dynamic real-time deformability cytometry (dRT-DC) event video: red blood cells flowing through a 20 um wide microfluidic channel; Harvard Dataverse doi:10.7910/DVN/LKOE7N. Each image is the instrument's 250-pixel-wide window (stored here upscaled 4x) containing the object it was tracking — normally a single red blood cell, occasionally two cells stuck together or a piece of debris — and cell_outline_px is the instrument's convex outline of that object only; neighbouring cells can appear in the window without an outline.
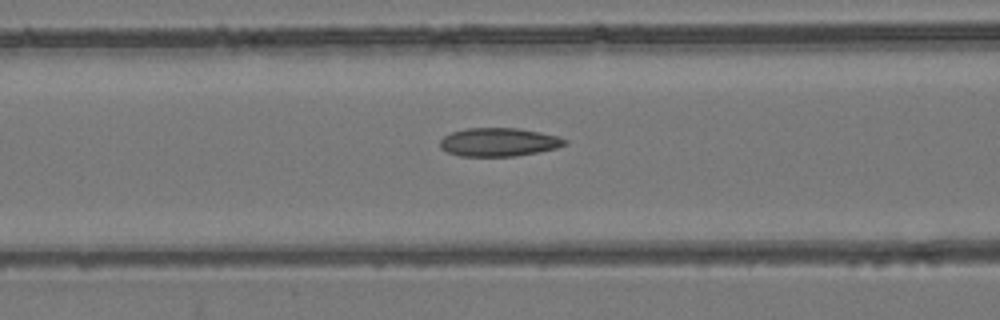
{"species": "common noctule bat (a hibernating species)", "species_latin": "Nyctalus noctula", "temperature_condition": "room temperature", "stored_images_in_passage": 55, "camera_frame_rate_fps": 3000, "um_per_image_px": 0.085, "animal": {"sex": "female", "body_mass_g": 24.6, "forearm_length_mm": 56.2}, "frame": {"image": 1, "passage_image": 23, "time_ms": 7.333, "image_size_px": [1000, 320], "cell_outline_px": [[568, 144], [556, 148], [540, 152], [516, 156], [460, 156], [448, 152], [440, 148], [440, 140], [444, 136], [452, 132], [468, 128], [516, 128], [540, 132], [560, 136], [568, 140]], "centroid_in_image_um": [42.44, 12.08], "position_along_channel_um": 124.2, "area_um2": 20.81}}
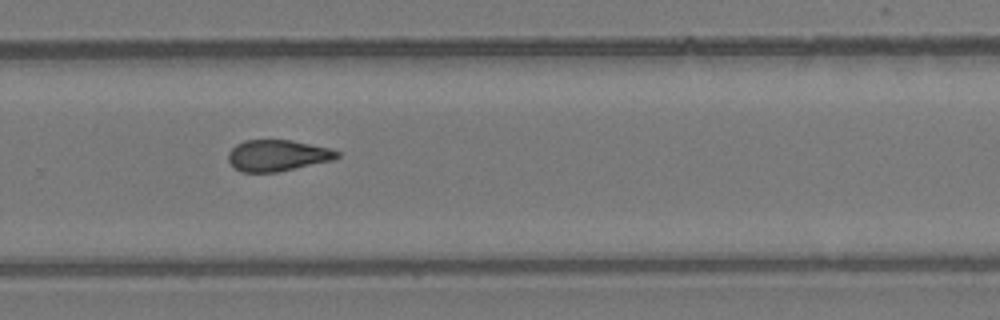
{"frame": {"image": 2, "passage_image": 37, "time_ms": 12.0, "image_size_px": [1000, 320], "cell_outline_px": [[340, 156], [332, 160], [276, 172], [240, 172], [228, 160], [228, 152], [236, 144], [244, 140], [292, 140], [328, 148], [340, 152]], "centroid_in_image_um": [23.56, 13.21], "position_along_channel_um": 306.2, "area_um2": 19.65}}
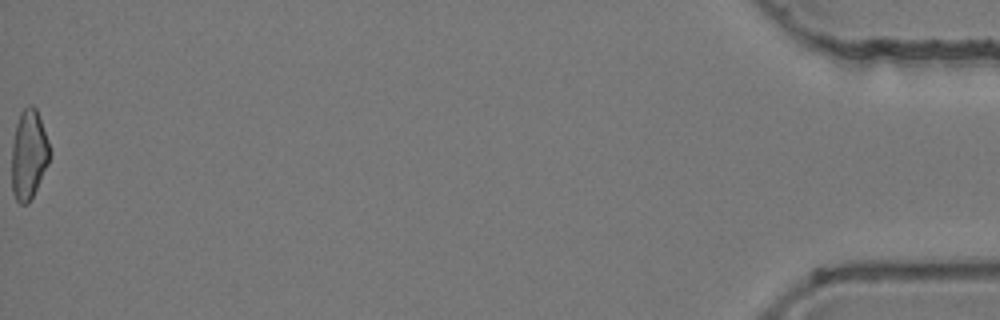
{"frame": {"image": 3, "passage_image": 55, "time_ms": 18.0, "image_size_px": [1000, 320], "cell_outline_px": [[48, 164], [28, 204], [20, 204], [16, 200], [12, 192], [12, 144], [16, 124], [20, 112], [28, 104], [32, 104], [36, 108], [48, 140]], "centroid_in_image_um": [2.41, 13.12], "position_along_channel_um": 432.8, "area_um2": 19.54}, "authors_computed_cell_mechanics": {"area_um2": 20.7502, "velocity_mm_per_s": 3.906, "shape_relaxation_time_tau1_ms": null, "shape_relaxation_time_tau2_ms": 2.5575, "deformation_change_tau1": null, "deformation_change_tau2": 0.0908}}